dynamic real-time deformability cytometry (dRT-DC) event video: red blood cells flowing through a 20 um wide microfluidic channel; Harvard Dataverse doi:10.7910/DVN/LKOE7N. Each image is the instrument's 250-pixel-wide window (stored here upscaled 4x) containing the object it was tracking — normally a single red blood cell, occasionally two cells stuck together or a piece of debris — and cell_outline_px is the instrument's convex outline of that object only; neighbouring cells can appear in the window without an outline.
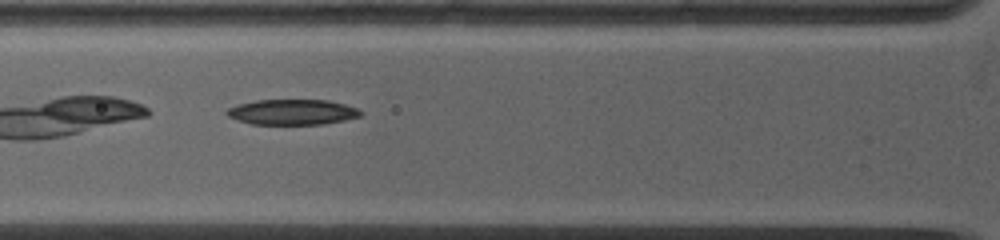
{"species": "common noctule bat (a hibernating species)", "species_latin": "Nyctalus noctula", "temperature_condition": "warm", "stored_images_in_passage": 6, "camera_frame_rate_fps": 5000, "um_per_image_px": 0.085, "animal": {"sex": "female", "body_mass_g": 19.0, "forearm_length_mm": 53.3}, "frame": {"image": 1, "passage_image": 3, "time_ms": 2.2, "image_size_px": [1000, 240], "cell_outline_px": [[364, 112], [360, 116], [344, 120], [324, 124], [252, 124], [228, 116], [224, 112], [228, 108], [240, 104], [256, 100], [328, 100], [344, 104], [356, 108]], "centroid_in_image_um": [24.87, 9.52], "position_along_channel_um": 100.9, "area_um2": 19.65}}
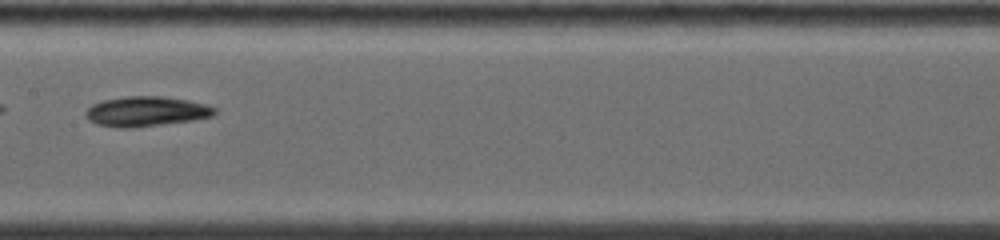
{"frame": {"image": 2, "passage_image": 5, "time_ms": 4.6, "image_size_px": [1000, 240], "cell_outline_px": [[216, 112], [212, 116], [192, 120], [132, 128], [120, 128], [96, 124], [88, 120], [84, 112], [92, 104], [104, 100], [128, 96], [160, 96], [188, 100], [208, 104], [216, 108]], "centroid_in_image_um": [12.42, 9.47], "position_along_channel_um": 195.0, "area_um2": 22.48}}
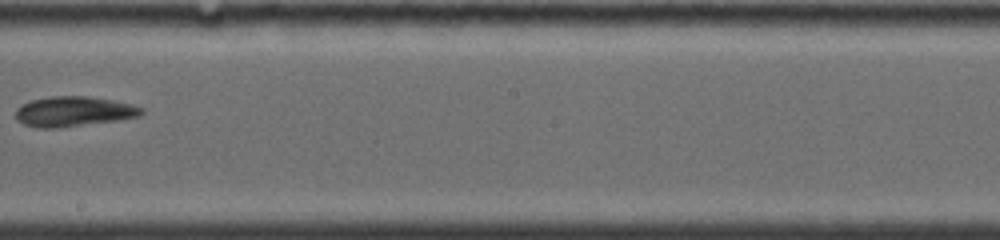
{"frame": {"image": 3, "passage_image": 6, "time_ms": 5.8, "image_size_px": [1000, 240], "cell_outline_px": [[144, 112], [140, 116], [120, 120], [60, 128], [36, 128], [24, 124], [16, 120], [16, 108], [20, 104], [32, 100], [48, 96], [88, 96], [112, 100], [132, 104], [144, 108]], "centroid_in_image_um": [6.26, 9.48], "position_along_channel_um": 241.9, "area_um2": 22.37}}